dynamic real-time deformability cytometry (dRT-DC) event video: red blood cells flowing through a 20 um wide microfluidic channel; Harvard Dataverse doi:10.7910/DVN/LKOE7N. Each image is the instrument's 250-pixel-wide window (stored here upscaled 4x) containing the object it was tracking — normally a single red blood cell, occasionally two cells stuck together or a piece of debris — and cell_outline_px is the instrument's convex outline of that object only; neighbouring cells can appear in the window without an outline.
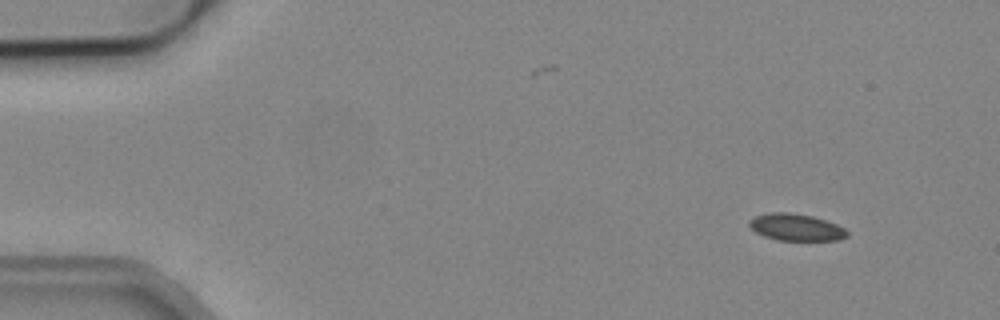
{"species": "common noctule bat (a hibernating species)", "species_latin": "Nyctalus noctula", "temperature_condition": "cold", "stored_images_in_passage": 6, "camera_frame_rate_fps": 3000, "um_per_image_px": 0.085, "animal": {"sex": "male", "body_mass_g": 19.2, "forearm_length_mm": 51.8}, "frame": {"image": 1, "passage_image": 1, "time_ms": 0.0, "image_size_px": [1000, 320], "cell_outline_px": [[848, 236], [840, 240], [776, 240], [764, 236], [756, 232], [748, 224], [748, 220], [756, 216], [772, 212], [788, 212], [812, 216], [836, 224], [844, 228], [848, 232]], "centroid_in_image_um": [67.66, 19.32], "position_along_channel_um": 17.3, "area_um2": 15.26}}
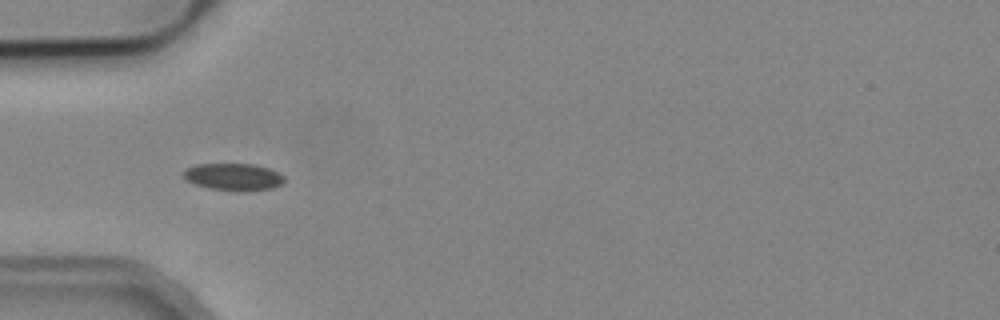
{"frame": {"image": 2, "passage_image": 4, "time_ms": 4.0, "image_size_px": [1000, 320], "cell_outline_px": [[284, 180], [280, 184], [272, 188], [244, 192], [212, 188], [196, 184], [188, 180], [184, 176], [184, 168], [196, 164], [256, 164], [268, 168], [284, 176]], "centroid_in_image_um": [19.85, 15.02], "position_along_channel_um": 65.1, "area_um2": 15.78}}